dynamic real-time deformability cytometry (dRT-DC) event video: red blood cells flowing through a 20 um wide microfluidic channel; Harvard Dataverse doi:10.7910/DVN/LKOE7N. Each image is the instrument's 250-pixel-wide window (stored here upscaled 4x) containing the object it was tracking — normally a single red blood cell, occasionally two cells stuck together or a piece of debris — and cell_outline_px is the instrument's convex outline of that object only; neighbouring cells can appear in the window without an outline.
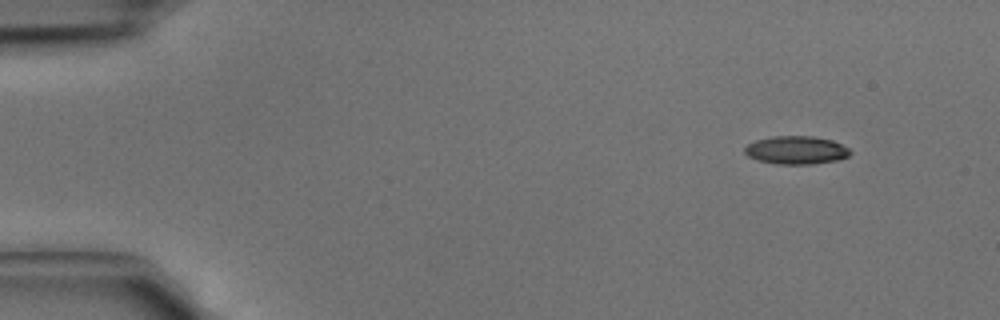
{"species": "common noctule bat (a hibernating species)", "species_latin": "Nyctalus noctula", "temperature_condition": "cold", "stored_images_in_passage": 40, "camera_frame_rate_fps": 3000, "um_per_image_px": 0.085, "animal": {"sex": "male", "body_mass_g": 15.6}, "frame": {"image": 1, "passage_image": 1, "time_ms": 0.0, "image_size_px": [1000, 320], "cell_outline_px": [[852, 152], [848, 156], [836, 160], [812, 164], [780, 164], [756, 160], [748, 156], [744, 152], [744, 148], [748, 144], [756, 140], [772, 136], [812, 136], [832, 140], [848, 148]], "centroid_in_image_um": [67.66, 12.76], "position_along_channel_um": 17.3, "area_um2": 17.22}}
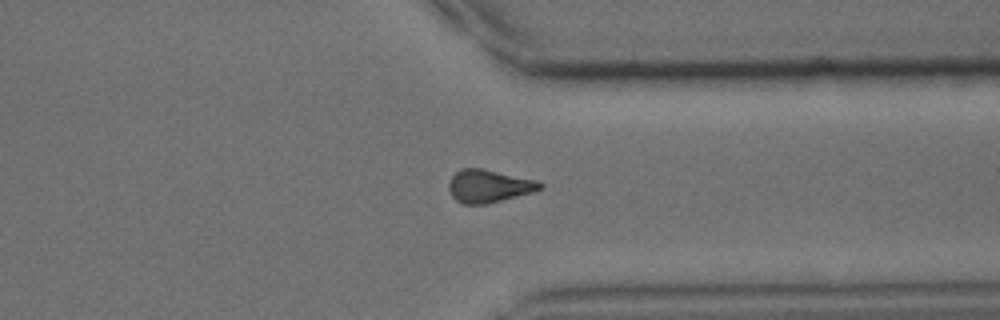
{"frame": {"image": 2, "passage_image": 30, "time_ms": 9.667, "image_size_px": [1000, 320], "cell_outline_px": [[544, 188], [532, 192], [488, 204], [464, 204], [456, 200], [452, 196], [448, 188], [448, 184], [452, 176], [460, 168], [480, 168], [540, 180], [544, 184]], "centroid_in_image_um": [41.58, 15.81], "position_along_channel_um": 369.8, "area_um2": 17.63}}
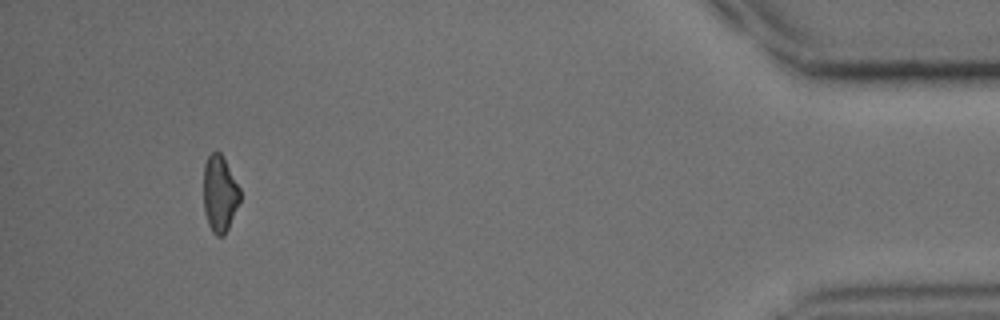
{"frame": {"image": 3, "passage_image": 37, "time_ms": 12.0, "image_size_px": [1000, 320], "cell_outline_px": [[240, 200], [228, 228], [224, 236], [216, 236], [212, 232], [208, 224], [204, 212], [204, 164], [208, 156], [212, 152], [220, 152], [224, 156], [240, 188]], "centroid_in_image_um": [18.67, 16.46], "position_along_channel_um": 416.5, "area_um2": 16.36}}